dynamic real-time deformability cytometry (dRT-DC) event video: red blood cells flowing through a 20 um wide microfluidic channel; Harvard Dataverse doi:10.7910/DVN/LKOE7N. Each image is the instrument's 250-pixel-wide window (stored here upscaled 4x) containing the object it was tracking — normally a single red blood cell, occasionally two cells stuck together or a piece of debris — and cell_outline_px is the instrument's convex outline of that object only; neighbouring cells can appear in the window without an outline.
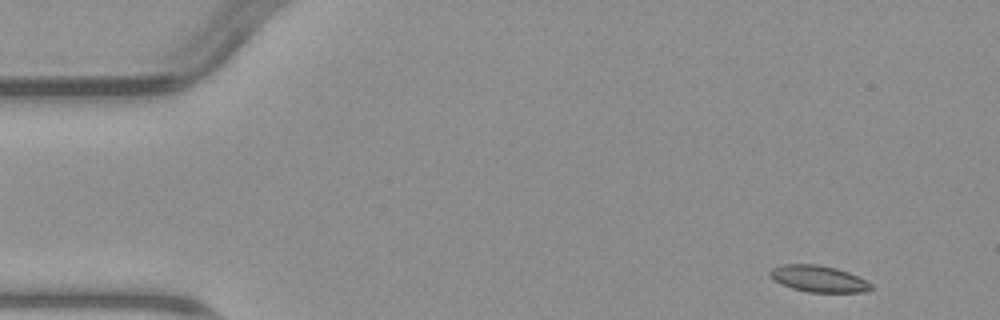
{"species": "common noctule bat (a hibernating species)", "species_latin": "Nyctalus noctula", "temperature_condition": "warm", "stored_images_in_passage": 4, "camera_frame_rate_fps": 3000, "um_per_image_px": 0.085, "animal": {"sex": "male", "body_mass_g": 23.1, "forearm_length_mm": 52.7}, "frame": {"image": 1, "passage_image": 1, "time_ms": 0.0, "image_size_px": [1000, 320], "cell_outline_px": [[872, 288], [864, 292], [808, 292], [792, 288], [780, 284], [768, 276], [768, 272], [772, 268], [780, 264], [816, 264], [836, 268], [848, 272], [872, 284]], "centroid_in_image_um": [69.51, 23.69], "position_along_channel_um": 15.5, "area_um2": 15.61}}
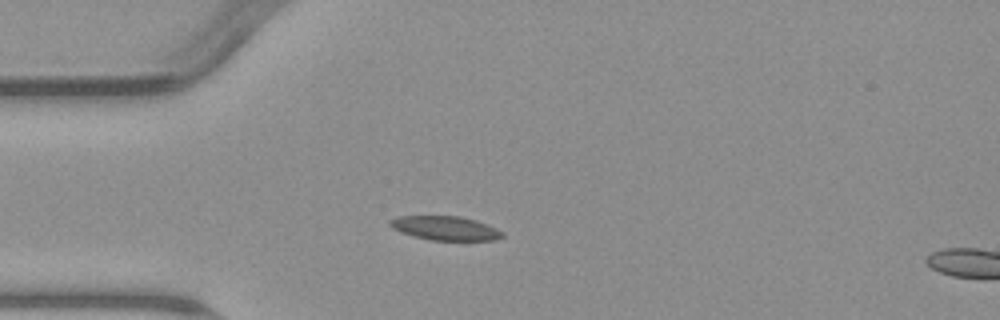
{"frame": {"image": 2, "passage_image": 3, "time_ms": 3.333, "image_size_px": [1000, 320], "cell_outline_px": [[504, 236], [496, 240], [432, 240], [412, 236], [400, 232], [392, 228], [388, 224], [388, 220], [400, 216], [460, 216], [476, 220], [488, 224], [504, 232]], "centroid_in_image_um": [37.85, 19.39], "position_along_channel_um": 47.2, "area_um2": 15.9}}